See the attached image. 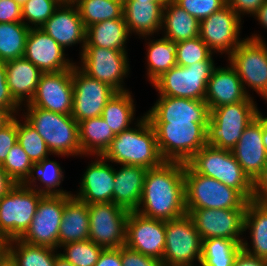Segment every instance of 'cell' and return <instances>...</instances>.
Wrapping results in <instances>:
<instances>
[{"label":"cell","instance_id":"53","mask_svg":"<svg viewBox=\"0 0 267 266\" xmlns=\"http://www.w3.org/2000/svg\"><path fill=\"white\" fill-rule=\"evenodd\" d=\"M94 266H122L121 247L103 249Z\"/></svg>","mask_w":267,"mask_h":266},{"label":"cell","instance_id":"30","mask_svg":"<svg viewBox=\"0 0 267 266\" xmlns=\"http://www.w3.org/2000/svg\"><path fill=\"white\" fill-rule=\"evenodd\" d=\"M244 232L250 230L251 246L243 238L242 250L251 256L267 260V205L253 200L247 202L244 213ZM250 246V247H249Z\"/></svg>","mask_w":267,"mask_h":266},{"label":"cell","instance_id":"39","mask_svg":"<svg viewBox=\"0 0 267 266\" xmlns=\"http://www.w3.org/2000/svg\"><path fill=\"white\" fill-rule=\"evenodd\" d=\"M29 30L23 22L0 23V61L24 56Z\"/></svg>","mask_w":267,"mask_h":266},{"label":"cell","instance_id":"25","mask_svg":"<svg viewBox=\"0 0 267 266\" xmlns=\"http://www.w3.org/2000/svg\"><path fill=\"white\" fill-rule=\"evenodd\" d=\"M248 97L237 71L230 63L226 67L214 68L204 99L209 111L222 105L244 101Z\"/></svg>","mask_w":267,"mask_h":266},{"label":"cell","instance_id":"59","mask_svg":"<svg viewBox=\"0 0 267 266\" xmlns=\"http://www.w3.org/2000/svg\"><path fill=\"white\" fill-rule=\"evenodd\" d=\"M263 145L265 146V149L267 151V117H264L263 115Z\"/></svg>","mask_w":267,"mask_h":266},{"label":"cell","instance_id":"38","mask_svg":"<svg viewBox=\"0 0 267 266\" xmlns=\"http://www.w3.org/2000/svg\"><path fill=\"white\" fill-rule=\"evenodd\" d=\"M241 244L219 237L202 240L200 266H233L236 256L242 250Z\"/></svg>","mask_w":267,"mask_h":266},{"label":"cell","instance_id":"45","mask_svg":"<svg viewBox=\"0 0 267 266\" xmlns=\"http://www.w3.org/2000/svg\"><path fill=\"white\" fill-rule=\"evenodd\" d=\"M32 164L21 145L16 143L9 151L1 167L16 184H22L29 176Z\"/></svg>","mask_w":267,"mask_h":266},{"label":"cell","instance_id":"57","mask_svg":"<svg viewBox=\"0 0 267 266\" xmlns=\"http://www.w3.org/2000/svg\"><path fill=\"white\" fill-rule=\"evenodd\" d=\"M13 116L6 110L0 109V129L4 127Z\"/></svg>","mask_w":267,"mask_h":266},{"label":"cell","instance_id":"36","mask_svg":"<svg viewBox=\"0 0 267 266\" xmlns=\"http://www.w3.org/2000/svg\"><path fill=\"white\" fill-rule=\"evenodd\" d=\"M62 170L59 163L45 158L38 163L32 164L30 174L22 184L44 195L72 194L71 191L68 192L58 188L64 180V172ZM36 180L40 182L39 184H42L39 186Z\"/></svg>","mask_w":267,"mask_h":266},{"label":"cell","instance_id":"62","mask_svg":"<svg viewBox=\"0 0 267 266\" xmlns=\"http://www.w3.org/2000/svg\"><path fill=\"white\" fill-rule=\"evenodd\" d=\"M5 255V242L0 239V260Z\"/></svg>","mask_w":267,"mask_h":266},{"label":"cell","instance_id":"19","mask_svg":"<svg viewBox=\"0 0 267 266\" xmlns=\"http://www.w3.org/2000/svg\"><path fill=\"white\" fill-rule=\"evenodd\" d=\"M125 245L143 255L162 261L165 249V221L129 212Z\"/></svg>","mask_w":267,"mask_h":266},{"label":"cell","instance_id":"10","mask_svg":"<svg viewBox=\"0 0 267 266\" xmlns=\"http://www.w3.org/2000/svg\"><path fill=\"white\" fill-rule=\"evenodd\" d=\"M214 61H199L190 66H174L162 74L152 85L158 96L203 100L207 84L215 68Z\"/></svg>","mask_w":267,"mask_h":266},{"label":"cell","instance_id":"29","mask_svg":"<svg viewBox=\"0 0 267 266\" xmlns=\"http://www.w3.org/2000/svg\"><path fill=\"white\" fill-rule=\"evenodd\" d=\"M89 224L88 205L72 194H65L58 248L67 243L89 240Z\"/></svg>","mask_w":267,"mask_h":266},{"label":"cell","instance_id":"58","mask_svg":"<svg viewBox=\"0 0 267 266\" xmlns=\"http://www.w3.org/2000/svg\"><path fill=\"white\" fill-rule=\"evenodd\" d=\"M54 266H75L71 262L67 261L63 256L58 254L55 259Z\"/></svg>","mask_w":267,"mask_h":266},{"label":"cell","instance_id":"13","mask_svg":"<svg viewBox=\"0 0 267 266\" xmlns=\"http://www.w3.org/2000/svg\"><path fill=\"white\" fill-rule=\"evenodd\" d=\"M89 211V240L108 248H120L126 243V221L129 211L110 203H92Z\"/></svg>","mask_w":267,"mask_h":266},{"label":"cell","instance_id":"55","mask_svg":"<svg viewBox=\"0 0 267 266\" xmlns=\"http://www.w3.org/2000/svg\"><path fill=\"white\" fill-rule=\"evenodd\" d=\"M15 185V181L7 174L0 164V199L5 196Z\"/></svg>","mask_w":267,"mask_h":266},{"label":"cell","instance_id":"64","mask_svg":"<svg viewBox=\"0 0 267 266\" xmlns=\"http://www.w3.org/2000/svg\"><path fill=\"white\" fill-rule=\"evenodd\" d=\"M62 2H73L74 0H61Z\"/></svg>","mask_w":267,"mask_h":266},{"label":"cell","instance_id":"7","mask_svg":"<svg viewBox=\"0 0 267 266\" xmlns=\"http://www.w3.org/2000/svg\"><path fill=\"white\" fill-rule=\"evenodd\" d=\"M162 158L169 162L186 163L207 145L208 123H151Z\"/></svg>","mask_w":267,"mask_h":266},{"label":"cell","instance_id":"4","mask_svg":"<svg viewBox=\"0 0 267 266\" xmlns=\"http://www.w3.org/2000/svg\"><path fill=\"white\" fill-rule=\"evenodd\" d=\"M253 98L249 96L244 101L210 110L207 146L230 151L234 148L243 131L260 113Z\"/></svg>","mask_w":267,"mask_h":266},{"label":"cell","instance_id":"27","mask_svg":"<svg viewBox=\"0 0 267 266\" xmlns=\"http://www.w3.org/2000/svg\"><path fill=\"white\" fill-rule=\"evenodd\" d=\"M5 67L10 94L22 107L31 101L43 72L24 57L6 61Z\"/></svg>","mask_w":267,"mask_h":266},{"label":"cell","instance_id":"46","mask_svg":"<svg viewBox=\"0 0 267 266\" xmlns=\"http://www.w3.org/2000/svg\"><path fill=\"white\" fill-rule=\"evenodd\" d=\"M199 22L227 5V0H173Z\"/></svg>","mask_w":267,"mask_h":266},{"label":"cell","instance_id":"47","mask_svg":"<svg viewBox=\"0 0 267 266\" xmlns=\"http://www.w3.org/2000/svg\"><path fill=\"white\" fill-rule=\"evenodd\" d=\"M0 109L8 111L13 117L17 116L21 111V106L13 99L10 94L6 81L5 62L0 61Z\"/></svg>","mask_w":267,"mask_h":266},{"label":"cell","instance_id":"51","mask_svg":"<svg viewBox=\"0 0 267 266\" xmlns=\"http://www.w3.org/2000/svg\"><path fill=\"white\" fill-rule=\"evenodd\" d=\"M265 1L266 0H227V5L242 18L243 15L246 14L253 16Z\"/></svg>","mask_w":267,"mask_h":266},{"label":"cell","instance_id":"61","mask_svg":"<svg viewBox=\"0 0 267 266\" xmlns=\"http://www.w3.org/2000/svg\"><path fill=\"white\" fill-rule=\"evenodd\" d=\"M123 1H138V2H157V3H167L169 0H123Z\"/></svg>","mask_w":267,"mask_h":266},{"label":"cell","instance_id":"9","mask_svg":"<svg viewBox=\"0 0 267 266\" xmlns=\"http://www.w3.org/2000/svg\"><path fill=\"white\" fill-rule=\"evenodd\" d=\"M43 193L16 184L0 199V239L20 238L29 228Z\"/></svg>","mask_w":267,"mask_h":266},{"label":"cell","instance_id":"52","mask_svg":"<svg viewBox=\"0 0 267 266\" xmlns=\"http://www.w3.org/2000/svg\"><path fill=\"white\" fill-rule=\"evenodd\" d=\"M252 200L262 205H267V163L262 174L253 183Z\"/></svg>","mask_w":267,"mask_h":266},{"label":"cell","instance_id":"11","mask_svg":"<svg viewBox=\"0 0 267 266\" xmlns=\"http://www.w3.org/2000/svg\"><path fill=\"white\" fill-rule=\"evenodd\" d=\"M202 239L193 219L186 214L178 219L165 221V249L163 266H200Z\"/></svg>","mask_w":267,"mask_h":266},{"label":"cell","instance_id":"20","mask_svg":"<svg viewBox=\"0 0 267 266\" xmlns=\"http://www.w3.org/2000/svg\"><path fill=\"white\" fill-rule=\"evenodd\" d=\"M66 56L65 50L41 28H30L23 56L25 59L43 73H56L78 64Z\"/></svg>","mask_w":267,"mask_h":266},{"label":"cell","instance_id":"15","mask_svg":"<svg viewBox=\"0 0 267 266\" xmlns=\"http://www.w3.org/2000/svg\"><path fill=\"white\" fill-rule=\"evenodd\" d=\"M242 19L228 5L200 21L199 37L215 54L230 55L243 41Z\"/></svg>","mask_w":267,"mask_h":266},{"label":"cell","instance_id":"6","mask_svg":"<svg viewBox=\"0 0 267 266\" xmlns=\"http://www.w3.org/2000/svg\"><path fill=\"white\" fill-rule=\"evenodd\" d=\"M186 209H246L248 200L235 188L194 172L184 170Z\"/></svg>","mask_w":267,"mask_h":266},{"label":"cell","instance_id":"1","mask_svg":"<svg viewBox=\"0 0 267 266\" xmlns=\"http://www.w3.org/2000/svg\"><path fill=\"white\" fill-rule=\"evenodd\" d=\"M184 170L185 163L169 161L148 169L136 212L144 217L163 221L185 216Z\"/></svg>","mask_w":267,"mask_h":266},{"label":"cell","instance_id":"63","mask_svg":"<svg viewBox=\"0 0 267 266\" xmlns=\"http://www.w3.org/2000/svg\"><path fill=\"white\" fill-rule=\"evenodd\" d=\"M14 1L22 7L28 0H14Z\"/></svg>","mask_w":267,"mask_h":266},{"label":"cell","instance_id":"31","mask_svg":"<svg viewBox=\"0 0 267 266\" xmlns=\"http://www.w3.org/2000/svg\"><path fill=\"white\" fill-rule=\"evenodd\" d=\"M130 32L124 17L94 23L86 28L85 46L126 50Z\"/></svg>","mask_w":267,"mask_h":266},{"label":"cell","instance_id":"42","mask_svg":"<svg viewBox=\"0 0 267 266\" xmlns=\"http://www.w3.org/2000/svg\"><path fill=\"white\" fill-rule=\"evenodd\" d=\"M61 247L64 253L59 251V254L75 266H94L104 249L91 240L71 242Z\"/></svg>","mask_w":267,"mask_h":266},{"label":"cell","instance_id":"18","mask_svg":"<svg viewBox=\"0 0 267 266\" xmlns=\"http://www.w3.org/2000/svg\"><path fill=\"white\" fill-rule=\"evenodd\" d=\"M38 107L54 113L71 115L73 104L72 69L43 73L31 101Z\"/></svg>","mask_w":267,"mask_h":266},{"label":"cell","instance_id":"3","mask_svg":"<svg viewBox=\"0 0 267 266\" xmlns=\"http://www.w3.org/2000/svg\"><path fill=\"white\" fill-rule=\"evenodd\" d=\"M24 107L26 112L22 117L44 139L52 155L82 157L78 122L71 115L54 113L31 104Z\"/></svg>","mask_w":267,"mask_h":266},{"label":"cell","instance_id":"26","mask_svg":"<svg viewBox=\"0 0 267 266\" xmlns=\"http://www.w3.org/2000/svg\"><path fill=\"white\" fill-rule=\"evenodd\" d=\"M114 167L113 203L129 212H135L141 200L145 175L148 169L142 166L120 164Z\"/></svg>","mask_w":267,"mask_h":266},{"label":"cell","instance_id":"48","mask_svg":"<svg viewBox=\"0 0 267 266\" xmlns=\"http://www.w3.org/2000/svg\"><path fill=\"white\" fill-rule=\"evenodd\" d=\"M17 143V117L14 116L0 129V164L4 162L11 148Z\"/></svg>","mask_w":267,"mask_h":266},{"label":"cell","instance_id":"56","mask_svg":"<svg viewBox=\"0 0 267 266\" xmlns=\"http://www.w3.org/2000/svg\"><path fill=\"white\" fill-rule=\"evenodd\" d=\"M253 17H255L254 19L267 30V0L262 4Z\"/></svg>","mask_w":267,"mask_h":266},{"label":"cell","instance_id":"43","mask_svg":"<svg viewBox=\"0 0 267 266\" xmlns=\"http://www.w3.org/2000/svg\"><path fill=\"white\" fill-rule=\"evenodd\" d=\"M214 53L198 36L192 39L177 42V66H190L199 61H215Z\"/></svg>","mask_w":267,"mask_h":266},{"label":"cell","instance_id":"8","mask_svg":"<svg viewBox=\"0 0 267 266\" xmlns=\"http://www.w3.org/2000/svg\"><path fill=\"white\" fill-rule=\"evenodd\" d=\"M227 60L237 71L246 93L251 95L247 86L267 101V43L263 37L253 33L243 38Z\"/></svg>","mask_w":267,"mask_h":266},{"label":"cell","instance_id":"14","mask_svg":"<svg viewBox=\"0 0 267 266\" xmlns=\"http://www.w3.org/2000/svg\"><path fill=\"white\" fill-rule=\"evenodd\" d=\"M72 82L71 116L77 122L101 116L106 103L117 93L108 84L89 77L76 64L72 68Z\"/></svg>","mask_w":267,"mask_h":266},{"label":"cell","instance_id":"16","mask_svg":"<svg viewBox=\"0 0 267 266\" xmlns=\"http://www.w3.org/2000/svg\"><path fill=\"white\" fill-rule=\"evenodd\" d=\"M63 211L64 195H44L29 228L19 239L28 244L58 249Z\"/></svg>","mask_w":267,"mask_h":266},{"label":"cell","instance_id":"37","mask_svg":"<svg viewBox=\"0 0 267 266\" xmlns=\"http://www.w3.org/2000/svg\"><path fill=\"white\" fill-rule=\"evenodd\" d=\"M130 91L117 92L102 110L101 117L116 135L129 129L135 119V104Z\"/></svg>","mask_w":267,"mask_h":266},{"label":"cell","instance_id":"22","mask_svg":"<svg viewBox=\"0 0 267 266\" xmlns=\"http://www.w3.org/2000/svg\"><path fill=\"white\" fill-rule=\"evenodd\" d=\"M145 115L150 123H208L210 111L203 100L159 96Z\"/></svg>","mask_w":267,"mask_h":266},{"label":"cell","instance_id":"44","mask_svg":"<svg viewBox=\"0 0 267 266\" xmlns=\"http://www.w3.org/2000/svg\"><path fill=\"white\" fill-rule=\"evenodd\" d=\"M61 2V0H28L22 6V22L29 28H40Z\"/></svg>","mask_w":267,"mask_h":266},{"label":"cell","instance_id":"5","mask_svg":"<svg viewBox=\"0 0 267 266\" xmlns=\"http://www.w3.org/2000/svg\"><path fill=\"white\" fill-rule=\"evenodd\" d=\"M186 164L196 173L214 178L238 190L248 201L253 197V182L242 170L230 150L204 146Z\"/></svg>","mask_w":267,"mask_h":266},{"label":"cell","instance_id":"50","mask_svg":"<svg viewBox=\"0 0 267 266\" xmlns=\"http://www.w3.org/2000/svg\"><path fill=\"white\" fill-rule=\"evenodd\" d=\"M22 22V7L14 0H0V23Z\"/></svg>","mask_w":267,"mask_h":266},{"label":"cell","instance_id":"23","mask_svg":"<svg viewBox=\"0 0 267 266\" xmlns=\"http://www.w3.org/2000/svg\"><path fill=\"white\" fill-rule=\"evenodd\" d=\"M64 50L66 47L81 44L85 46L86 28L74 2H61L53 15L40 27Z\"/></svg>","mask_w":267,"mask_h":266},{"label":"cell","instance_id":"35","mask_svg":"<svg viewBox=\"0 0 267 266\" xmlns=\"http://www.w3.org/2000/svg\"><path fill=\"white\" fill-rule=\"evenodd\" d=\"M143 37L148 40L147 43V54L145 58L147 60V76L148 81L152 84L156 79H158L162 74L169 71L172 67L177 65L176 61V51L177 42L169 40L166 37H161L159 39L151 40L148 36ZM147 38V39H146ZM150 39V40H149Z\"/></svg>","mask_w":267,"mask_h":266},{"label":"cell","instance_id":"28","mask_svg":"<svg viewBox=\"0 0 267 266\" xmlns=\"http://www.w3.org/2000/svg\"><path fill=\"white\" fill-rule=\"evenodd\" d=\"M166 3L123 1V17L130 32L140 37L159 34Z\"/></svg>","mask_w":267,"mask_h":266},{"label":"cell","instance_id":"2","mask_svg":"<svg viewBox=\"0 0 267 266\" xmlns=\"http://www.w3.org/2000/svg\"><path fill=\"white\" fill-rule=\"evenodd\" d=\"M135 120V127L116 134L102 156L117 165H136L146 169L161 166L165 160L160 154L152 124L145 114Z\"/></svg>","mask_w":267,"mask_h":266},{"label":"cell","instance_id":"17","mask_svg":"<svg viewBox=\"0 0 267 266\" xmlns=\"http://www.w3.org/2000/svg\"><path fill=\"white\" fill-rule=\"evenodd\" d=\"M186 210L193 219L202 240L219 237L242 243L246 209Z\"/></svg>","mask_w":267,"mask_h":266},{"label":"cell","instance_id":"33","mask_svg":"<svg viewBox=\"0 0 267 266\" xmlns=\"http://www.w3.org/2000/svg\"><path fill=\"white\" fill-rule=\"evenodd\" d=\"M78 132L83 156H102L116 136L101 116L78 122Z\"/></svg>","mask_w":267,"mask_h":266},{"label":"cell","instance_id":"21","mask_svg":"<svg viewBox=\"0 0 267 266\" xmlns=\"http://www.w3.org/2000/svg\"><path fill=\"white\" fill-rule=\"evenodd\" d=\"M263 113L246 127L231 150L245 174L254 183L262 174L267 163V151L263 145Z\"/></svg>","mask_w":267,"mask_h":266},{"label":"cell","instance_id":"54","mask_svg":"<svg viewBox=\"0 0 267 266\" xmlns=\"http://www.w3.org/2000/svg\"><path fill=\"white\" fill-rule=\"evenodd\" d=\"M233 266H267V260L251 256L241 250L236 256Z\"/></svg>","mask_w":267,"mask_h":266},{"label":"cell","instance_id":"49","mask_svg":"<svg viewBox=\"0 0 267 266\" xmlns=\"http://www.w3.org/2000/svg\"><path fill=\"white\" fill-rule=\"evenodd\" d=\"M121 261L122 266H163L161 260L143 255L126 245L121 247Z\"/></svg>","mask_w":267,"mask_h":266},{"label":"cell","instance_id":"32","mask_svg":"<svg viewBox=\"0 0 267 266\" xmlns=\"http://www.w3.org/2000/svg\"><path fill=\"white\" fill-rule=\"evenodd\" d=\"M161 30L164 32V37L180 42L198 37L200 22L173 0H169L163 7Z\"/></svg>","mask_w":267,"mask_h":266},{"label":"cell","instance_id":"24","mask_svg":"<svg viewBox=\"0 0 267 266\" xmlns=\"http://www.w3.org/2000/svg\"><path fill=\"white\" fill-rule=\"evenodd\" d=\"M94 157L82 175L78 193L72 195L87 205L113 202L114 166L103 156Z\"/></svg>","mask_w":267,"mask_h":266},{"label":"cell","instance_id":"60","mask_svg":"<svg viewBox=\"0 0 267 266\" xmlns=\"http://www.w3.org/2000/svg\"><path fill=\"white\" fill-rule=\"evenodd\" d=\"M0 266H15V265L6 255H4V257L0 260Z\"/></svg>","mask_w":267,"mask_h":266},{"label":"cell","instance_id":"41","mask_svg":"<svg viewBox=\"0 0 267 266\" xmlns=\"http://www.w3.org/2000/svg\"><path fill=\"white\" fill-rule=\"evenodd\" d=\"M17 117V143L21 145L27 153L32 163H38L49 155H52L44 139L38 132L25 120ZM24 120V121H23Z\"/></svg>","mask_w":267,"mask_h":266},{"label":"cell","instance_id":"12","mask_svg":"<svg viewBox=\"0 0 267 266\" xmlns=\"http://www.w3.org/2000/svg\"><path fill=\"white\" fill-rule=\"evenodd\" d=\"M127 51L84 46L77 65L89 77L108 84L117 92L127 91L124 79L129 75Z\"/></svg>","mask_w":267,"mask_h":266},{"label":"cell","instance_id":"40","mask_svg":"<svg viewBox=\"0 0 267 266\" xmlns=\"http://www.w3.org/2000/svg\"><path fill=\"white\" fill-rule=\"evenodd\" d=\"M84 27L123 16V0H74Z\"/></svg>","mask_w":267,"mask_h":266},{"label":"cell","instance_id":"34","mask_svg":"<svg viewBox=\"0 0 267 266\" xmlns=\"http://www.w3.org/2000/svg\"><path fill=\"white\" fill-rule=\"evenodd\" d=\"M57 249L28 244L19 238L5 242V255L15 266H54Z\"/></svg>","mask_w":267,"mask_h":266}]
</instances>
